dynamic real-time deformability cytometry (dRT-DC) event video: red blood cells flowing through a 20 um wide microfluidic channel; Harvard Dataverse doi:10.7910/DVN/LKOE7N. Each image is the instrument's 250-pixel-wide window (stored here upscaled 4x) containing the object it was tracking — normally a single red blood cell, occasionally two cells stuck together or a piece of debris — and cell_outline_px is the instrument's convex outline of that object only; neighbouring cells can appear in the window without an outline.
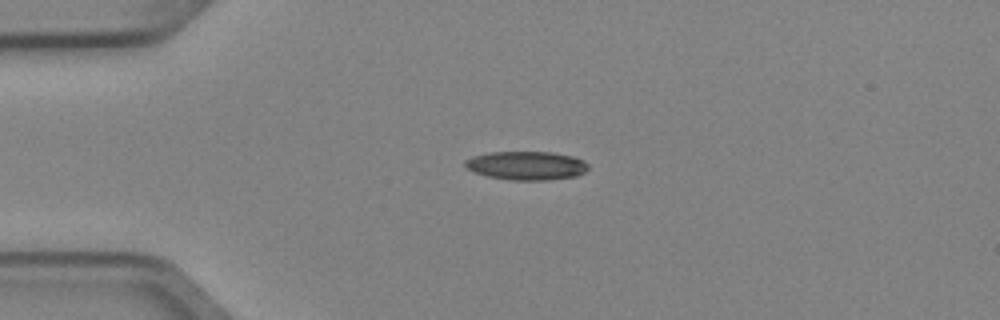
{"species": "Egyptian fruit bat (a non-hibernating species)", "species_latin": "Rousettus aegyptiacus", "temperature_condition": "cold", "stored_images_in_passage": 5, "camera_frame_rate_fps": 3000, "um_per_image_px": 0.085, "animal": {"sex": "female"}, "frame": {"image": 1, "passage_image": 1, "time_ms": 0.0, "image_size_px": [1000, 320], "cell_outline_px": [[588, 168], [584, 172], [576, 176], [548, 180], [508, 180], [488, 176], [464, 168], [464, 160], [472, 156], [488, 152], [552, 152], [572, 156], [584, 160], [588, 164]], "centroid_in_image_um": [44.73, 14.07], "position_along_channel_um": 40.3, "area_um2": 20.69}}
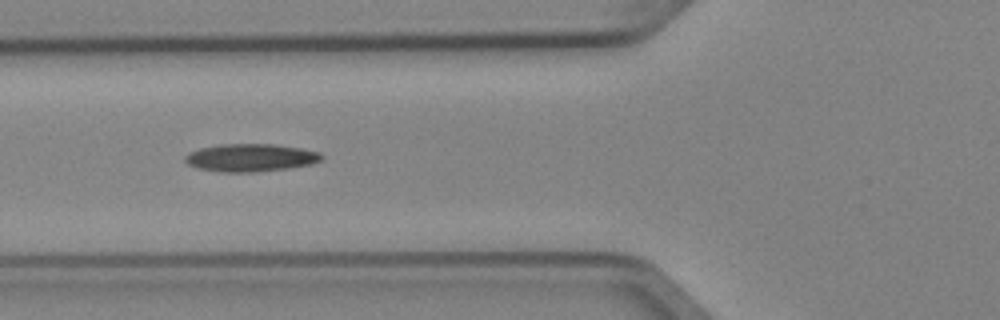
{"frame": {"image": 2, "passage_image": 3, "time_ms": 0.667, "image_size_px": [1000, 320], "cell_outline_px": [[324, 160], [312, 164], [288, 168], [256, 172], [220, 172], [196, 168], [188, 164], [184, 160], [184, 156], [188, 152], [200, 148], [220, 144], [272, 144], [300, 148], [320, 152], [324, 156]], "centroid_in_image_um": [21.3, 13.4], "position_along_channel_um": 104.5, "area_um2": 22.31}}
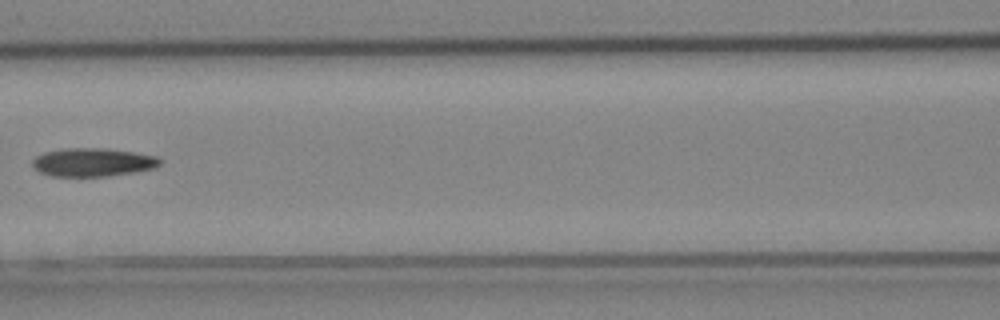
{"frame": {"image": 3, "passage_image": 4, "time_ms": 1.0, "image_size_px": [1000, 320], "cell_outline_px": [[160, 164], [152, 168], [132, 172], [108, 176], [48, 176], [32, 168], [32, 160], [36, 156], [44, 152], [64, 148], [108, 148], [156, 156], [160, 160]], "centroid_in_image_um": [7.81, 13.79], "position_along_channel_um": 158.8, "area_um2": 21.04}}